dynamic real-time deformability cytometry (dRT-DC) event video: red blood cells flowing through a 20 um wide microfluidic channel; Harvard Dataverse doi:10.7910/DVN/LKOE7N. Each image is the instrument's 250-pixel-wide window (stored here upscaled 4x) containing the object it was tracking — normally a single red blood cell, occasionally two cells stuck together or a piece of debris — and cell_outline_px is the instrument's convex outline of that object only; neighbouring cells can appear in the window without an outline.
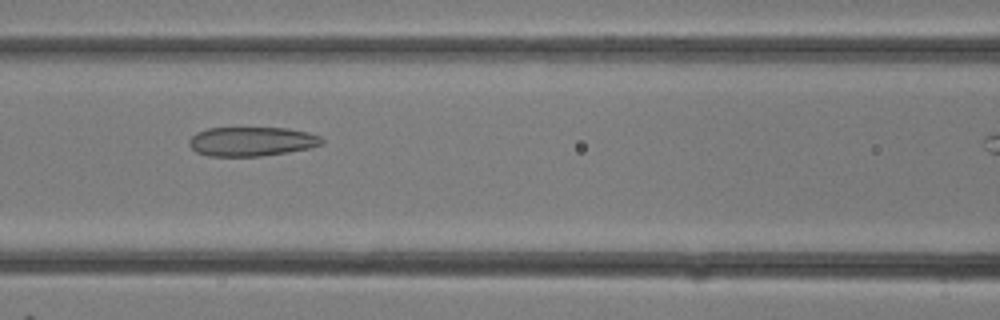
{"species": "common noctule bat (a hibernating species)", "species_latin": "Nyctalus noctula", "temperature_condition": "room temperature", "stored_images_in_passage": 19, "camera_frame_rate_fps": 3000, "um_per_image_px": 0.085, "animal": {"sex": "female"}, "frame": {"image": 1, "passage_image": 11, "time_ms": 3.333, "image_size_px": [1000, 320], "cell_outline_px": [[324, 144], [312, 148], [288, 152], [260, 156], [208, 156], [196, 152], [188, 144], [188, 140], [196, 132], [208, 128], [288, 128], [308, 132], [320, 136], [324, 140]], "centroid_in_image_um": [21.41, 12.02], "position_along_channel_um": 145.2, "area_um2": 22.83}}
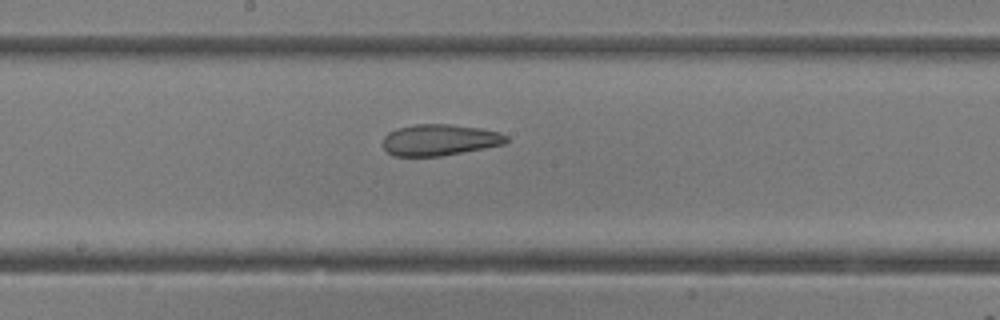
{"frame": {"image": 2, "passage_image": 14, "time_ms": 4.333, "image_size_px": [1000, 320], "cell_outline_px": [[508, 140], [504, 144], [484, 148], [440, 156], [392, 156], [384, 148], [384, 136], [388, 132], [396, 128], [416, 124], [448, 124], [480, 128], [500, 132], [508, 136]], "centroid_in_image_um": [37.36, 11.89], "position_along_channel_um": 210.8, "area_um2": 22.48}}
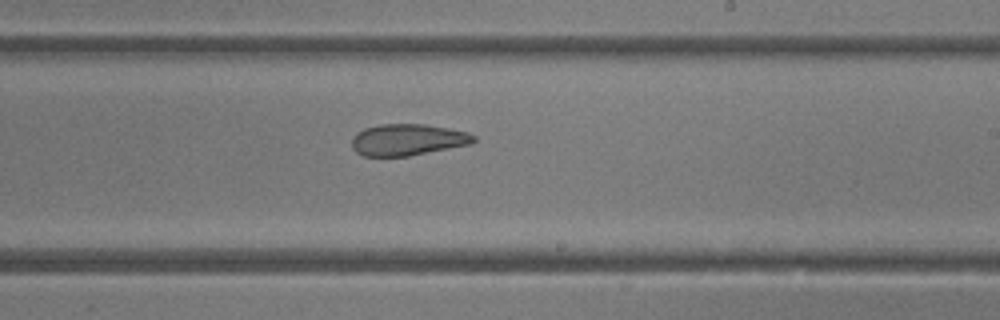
{"frame": {"image": 3, "passage_image": 16, "time_ms": 5.0, "image_size_px": [1000, 320], "cell_outline_px": [[476, 140], [472, 144], [408, 156], [364, 156], [356, 152], [352, 148], [352, 136], [356, 132], [364, 128], [380, 124], [424, 124], [448, 128], [468, 132], [476, 136]], "centroid_in_image_um": [34.65, 11.87], "position_along_channel_um": 254.4, "area_um2": 22.54}}